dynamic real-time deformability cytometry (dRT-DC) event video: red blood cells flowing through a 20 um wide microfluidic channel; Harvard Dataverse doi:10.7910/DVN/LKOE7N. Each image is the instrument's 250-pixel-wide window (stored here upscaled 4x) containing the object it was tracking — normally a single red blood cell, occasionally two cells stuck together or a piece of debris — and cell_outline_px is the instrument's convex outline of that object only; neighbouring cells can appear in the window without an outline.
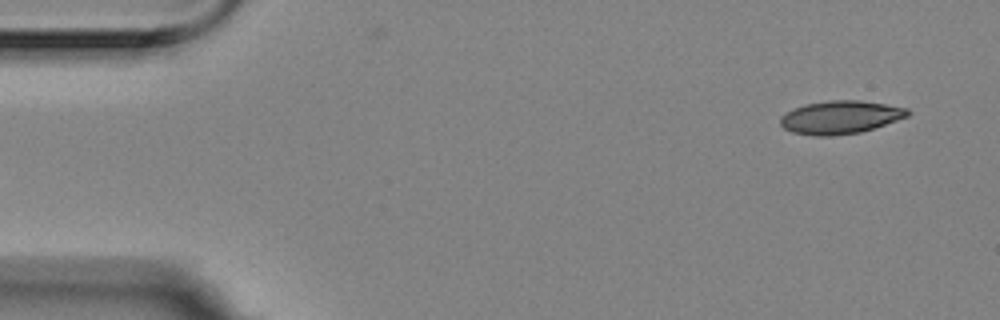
{"species": "Egyptian fruit bat (a non-hibernating species)", "species_latin": "Rousettus aegyptiacus", "temperature_condition": "room temperature", "stored_images_in_passage": 5, "segment_of_instrument_passage": [2, 2], "camera_frame_rate_fps": 3000, "um_per_image_px": 0.085, "animal": {"sex": "female"}, "frame": {"image": 1, "passage_image": 5, "time_ms": 1.333, "image_size_px": [1000, 320], "cell_outline_px": [[912, 112], [908, 116], [860, 132], [832, 136], [816, 136], [792, 132], [784, 128], [780, 124], [780, 116], [784, 112], [792, 108], [804, 104], [828, 100], [860, 100], [908, 108]], "centroid_in_image_um": [71.38, 9.96], "position_along_channel_um": 13.6, "area_um2": 24.62}}